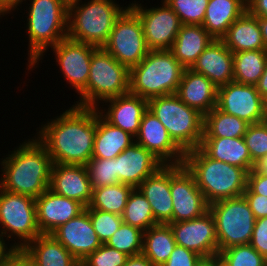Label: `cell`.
<instances>
[{
    "label": "cell",
    "mask_w": 267,
    "mask_h": 266,
    "mask_svg": "<svg viewBox=\"0 0 267 266\" xmlns=\"http://www.w3.org/2000/svg\"><path fill=\"white\" fill-rule=\"evenodd\" d=\"M259 27L262 34V40L267 50V17H258Z\"/></svg>",
    "instance_id": "9f6ffc18"
},
{
    "label": "cell",
    "mask_w": 267,
    "mask_h": 266,
    "mask_svg": "<svg viewBox=\"0 0 267 266\" xmlns=\"http://www.w3.org/2000/svg\"><path fill=\"white\" fill-rule=\"evenodd\" d=\"M163 165L145 147L134 142L116 157L117 183L137 188Z\"/></svg>",
    "instance_id": "44dd1931"
},
{
    "label": "cell",
    "mask_w": 267,
    "mask_h": 266,
    "mask_svg": "<svg viewBox=\"0 0 267 266\" xmlns=\"http://www.w3.org/2000/svg\"><path fill=\"white\" fill-rule=\"evenodd\" d=\"M209 211L215 220L219 252L250 243L256 219L243 195L211 203Z\"/></svg>",
    "instance_id": "30bf717a"
},
{
    "label": "cell",
    "mask_w": 267,
    "mask_h": 266,
    "mask_svg": "<svg viewBox=\"0 0 267 266\" xmlns=\"http://www.w3.org/2000/svg\"><path fill=\"white\" fill-rule=\"evenodd\" d=\"M37 130L53 163L86 165L92 158L97 130V108L72 105Z\"/></svg>",
    "instance_id": "6da1fadb"
},
{
    "label": "cell",
    "mask_w": 267,
    "mask_h": 266,
    "mask_svg": "<svg viewBox=\"0 0 267 266\" xmlns=\"http://www.w3.org/2000/svg\"><path fill=\"white\" fill-rule=\"evenodd\" d=\"M132 190V186L122 183L92 188L91 202L85 209H99L122 216Z\"/></svg>",
    "instance_id": "e575fe53"
},
{
    "label": "cell",
    "mask_w": 267,
    "mask_h": 266,
    "mask_svg": "<svg viewBox=\"0 0 267 266\" xmlns=\"http://www.w3.org/2000/svg\"><path fill=\"white\" fill-rule=\"evenodd\" d=\"M249 244L267 259V217L255 220Z\"/></svg>",
    "instance_id": "f6af8a7d"
},
{
    "label": "cell",
    "mask_w": 267,
    "mask_h": 266,
    "mask_svg": "<svg viewBox=\"0 0 267 266\" xmlns=\"http://www.w3.org/2000/svg\"><path fill=\"white\" fill-rule=\"evenodd\" d=\"M35 202L37 225L41 234H51L86 208L82 203L60 196L49 188Z\"/></svg>",
    "instance_id": "d6986e66"
},
{
    "label": "cell",
    "mask_w": 267,
    "mask_h": 266,
    "mask_svg": "<svg viewBox=\"0 0 267 266\" xmlns=\"http://www.w3.org/2000/svg\"><path fill=\"white\" fill-rule=\"evenodd\" d=\"M267 63V50H247L233 53V81L256 85Z\"/></svg>",
    "instance_id": "d6a6232c"
},
{
    "label": "cell",
    "mask_w": 267,
    "mask_h": 266,
    "mask_svg": "<svg viewBox=\"0 0 267 266\" xmlns=\"http://www.w3.org/2000/svg\"><path fill=\"white\" fill-rule=\"evenodd\" d=\"M0 234L8 242L14 239L11 245L17 249L41 235L34 198L0 188Z\"/></svg>",
    "instance_id": "9c48e42d"
},
{
    "label": "cell",
    "mask_w": 267,
    "mask_h": 266,
    "mask_svg": "<svg viewBox=\"0 0 267 266\" xmlns=\"http://www.w3.org/2000/svg\"><path fill=\"white\" fill-rule=\"evenodd\" d=\"M105 103V104H104ZM107 103V104H106ZM97 108L99 114L111 125L121 128L132 136L138 134L141 119L148 110V100L130 92L108 99ZM107 110V111H106Z\"/></svg>",
    "instance_id": "ffe728a7"
},
{
    "label": "cell",
    "mask_w": 267,
    "mask_h": 266,
    "mask_svg": "<svg viewBox=\"0 0 267 266\" xmlns=\"http://www.w3.org/2000/svg\"><path fill=\"white\" fill-rule=\"evenodd\" d=\"M176 95L186 105L205 115L217 106L218 87L203 74L185 68Z\"/></svg>",
    "instance_id": "d4e9b609"
},
{
    "label": "cell",
    "mask_w": 267,
    "mask_h": 266,
    "mask_svg": "<svg viewBox=\"0 0 267 266\" xmlns=\"http://www.w3.org/2000/svg\"><path fill=\"white\" fill-rule=\"evenodd\" d=\"M26 0H22V2ZM27 35V71L38 67L49 48L55 46L68 33V6L62 0H29ZM37 65V66H36Z\"/></svg>",
    "instance_id": "277c9868"
},
{
    "label": "cell",
    "mask_w": 267,
    "mask_h": 266,
    "mask_svg": "<svg viewBox=\"0 0 267 266\" xmlns=\"http://www.w3.org/2000/svg\"><path fill=\"white\" fill-rule=\"evenodd\" d=\"M135 142V137L107 122L97 110V130L92 158L113 159Z\"/></svg>",
    "instance_id": "4dcf8cb0"
},
{
    "label": "cell",
    "mask_w": 267,
    "mask_h": 266,
    "mask_svg": "<svg viewBox=\"0 0 267 266\" xmlns=\"http://www.w3.org/2000/svg\"><path fill=\"white\" fill-rule=\"evenodd\" d=\"M62 1L69 7L70 5L80 2L82 0H62Z\"/></svg>",
    "instance_id": "91938a15"
},
{
    "label": "cell",
    "mask_w": 267,
    "mask_h": 266,
    "mask_svg": "<svg viewBox=\"0 0 267 266\" xmlns=\"http://www.w3.org/2000/svg\"><path fill=\"white\" fill-rule=\"evenodd\" d=\"M99 240L105 244L122 225V216L99 209H86Z\"/></svg>",
    "instance_id": "60d3db41"
},
{
    "label": "cell",
    "mask_w": 267,
    "mask_h": 266,
    "mask_svg": "<svg viewBox=\"0 0 267 266\" xmlns=\"http://www.w3.org/2000/svg\"><path fill=\"white\" fill-rule=\"evenodd\" d=\"M150 203L158 223L173 222V200L170 192V165H163L138 187Z\"/></svg>",
    "instance_id": "cb8c5ba5"
},
{
    "label": "cell",
    "mask_w": 267,
    "mask_h": 266,
    "mask_svg": "<svg viewBox=\"0 0 267 266\" xmlns=\"http://www.w3.org/2000/svg\"><path fill=\"white\" fill-rule=\"evenodd\" d=\"M168 224L178 246L191 250L204 259H212L219 254L215 220L209 210L192 220Z\"/></svg>",
    "instance_id": "9a60e30c"
},
{
    "label": "cell",
    "mask_w": 267,
    "mask_h": 266,
    "mask_svg": "<svg viewBox=\"0 0 267 266\" xmlns=\"http://www.w3.org/2000/svg\"><path fill=\"white\" fill-rule=\"evenodd\" d=\"M49 189L87 207L91 202L92 187L86 165L53 163Z\"/></svg>",
    "instance_id": "7402d4cb"
},
{
    "label": "cell",
    "mask_w": 267,
    "mask_h": 266,
    "mask_svg": "<svg viewBox=\"0 0 267 266\" xmlns=\"http://www.w3.org/2000/svg\"><path fill=\"white\" fill-rule=\"evenodd\" d=\"M252 170L258 174L267 175V154L254 162Z\"/></svg>",
    "instance_id": "11a10c76"
},
{
    "label": "cell",
    "mask_w": 267,
    "mask_h": 266,
    "mask_svg": "<svg viewBox=\"0 0 267 266\" xmlns=\"http://www.w3.org/2000/svg\"><path fill=\"white\" fill-rule=\"evenodd\" d=\"M213 40L202 25H181L170 51L184 68H191Z\"/></svg>",
    "instance_id": "83f0119b"
},
{
    "label": "cell",
    "mask_w": 267,
    "mask_h": 266,
    "mask_svg": "<svg viewBox=\"0 0 267 266\" xmlns=\"http://www.w3.org/2000/svg\"><path fill=\"white\" fill-rule=\"evenodd\" d=\"M249 125L246 121L214 107L204 115L203 137H243Z\"/></svg>",
    "instance_id": "836d02e7"
},
{
    "label": "cell",
    "mask_w": 267,
    "mask_h": 266,
    "mask_svg": "<svg viewBox=\"0 0 267 266\" xmlns=\"http://www.w3.org/2000/svg\"><path fill=\"white\" fill-rule=\"evenodd\" d=\"M170 192L173 200V222L192 220L209 210L194 176L183 164L170 165Z\"/></svg>",
    "instance_id": "5bb4252c"
},
{
    "label": "cell",
    "mask_w": 267,
    "mask_h": 266,
    "mask_svg": "<svg viewBox=\"0 0 267 266\" xmlns=\"http://www.w3.org/2000/svg\"><path fill=\"white\" fill-rule=\"evenodd\" d=\"M124 266H154L143 254L130 256Z\"/></svg>",
    "instance_id": "816d5d0a"
},
{
    "label": "cell",
    "mask_w": 267,
    "mask_h": 266,
    "mask_svg": "<svg viewBox=\"0 0 267 266\" xmlns=\"http://www.w3.org/2000/svg\"><path fill=\"white\" fill-rule=\"evenodd\" d=\"M253 162L267 154V120L248 126L243 136Z\"/></svg>",
    "instance_id": "b9f144b4"
},
{
    "label": "cell",
    "mask_w": 267,
    "mask_h": 266,
    "mask_svg": "<svg viewBox=\"0 0 267 266\" xmlns=\"http://www.w3.org/2000/svg\"><path fill=\"white\" fill-rule=\"evenodd\" d=\"M204 258L197 253L176 245L162 266H198Z\"/></svg>",
    "instance_id": "ee69618b"
},
{
    "label": "cell",
    "mask_w": 267,
    "mask_h": 266,
    "mask_svg": "<svg viewBox=\"0 0 267 266\" xmlns=\"http://www.w3.org/2000/svg\"><path fill=\"white\" fill-rule=\"evenodd\" d=\"M86 167L92 188L117 184L116 158H91Z\"/></svg>",
    "instance_id": "ab89813d"
},
{
    "label": "cell",
    "mask_w": 267,
    "mask_h": 266,
    "mask_svg": "<svg viewBox=\"0 0 267 266\" xmlns=\"http://www.w3.org/2000/svg\"><path fill=\"white\" fill-rule=\"evenodd\" d=\"M182 25H202L209 0H165Z\"/></svg>",
    "instance_id": "f35d334b"
},
{
    "label": "cell",
    "mask_w": 267,
    "mask_h": 266,
    "mask_svg": "<svg viewBox=\"0 0 267 266\" xmlns=\"http://www.w3.org/2000/svg\"><path fill=\"white\" fill-rule=\"evenodd\" d=\"M148 110L160 120L184 152L200 147L204 115L186 105L176 94L150 98Z\"/></svg>",
    "instance_id": "ba28073f"
},
{
    "label": "cell",
    "mask_w": 267,
    "mask_h": 266,
    "mask_svg": "<svg viewBox=\"0 0 267 266\" xmlns=\"http://www.w3.org/2000/svg\"><path fill=\"white\" fill-rule=\"evenodd\" d=\"M8 244V245H7ZM14 250V247L7 243L6 239L0 234V263Z\"/></svg>",
    "instance_id": "db71d44e"
},
{
    "label": "cell",
    "mask_w": 267,
    "mask_h": 266,
    "mask_svg": "<svg viewBox=\"0 0 267 266\" xmlns=\"http://www.w3.org/2000/svg\"><path fill=\"white\" fill-rule=\"evenodd\" d=\"M169 224H156L143 233L142 254L154 265L162 266L176 247Z\"/></svg>",
    "instance_id": "1f68e13d"
},
{
    "label": "cell",
    "mask_w": 267,
    "mask_h": 266,
    "mask_svg": "<svg viewBox=\"0 0 267 266\" xmlns=\"http://www.w3.org/2000/svg\"><path fill=\"white\" fill-rule=\"evenodd\" d=\"M0 266H34L31 257L24 249L14 250L0 263Z\"/></svg>",
    "instance_id": "c3c4849f"
},
{
    "label": "cell",
    "mask_w": 267,
    "mask_h": 266,
    "mask_svg": "<svg viewBox=\"0 0 267 266\" xmlns=\"http://www.w3.org/2000/svg\"><path fill=\"white\" fill-rule=\"evenodd\" d=\"M128 255L102 244L96 251L91 253L81 264L83 266H124Z\"/></svg>",
    "instance_id": "7bdbcfd3"
},
{
    "label": "cell",
    "mask_w": 267,
    "mask_h": 266,
    "mask_svg": "<svg viewBox=\"0 0 267 266\" xmlns=\"http://www.w3.org/2000/svg\"><path fill=\"white\" fill-rule=\"evenodd\" d=\"M255 219L267 217V197L254 194L248 187L243 193Z\"/></svg>",
    "instance_id": "bcb514c9"
},
{
    "label": "cell",
    "mask_w": 267,
    "mask_h": 266,
    "mask_svg": "<svg viewBox=\"0 0 267 266\" xmlns=\"http://www.w3.org/2000/svg\"><path fill=\"white\" fill-rule=\"evenodd\" d=\"M198 266H215V257L212 259H204Z\"/></svg>",
    "instance_id": "6f0895ef"
},
{
    "label": "cell",
    "mask_w": 267,
    "mask_h": 266,
    "mask_svg": "<svg viewBox=\"0 0 267 266\" xmlns=\"http://www.w3.org/2000/svg\"><path fill=\"white\" fill-rule=\"evenodd\" d=\"M247 11L255 17H267V0H248Z\"/></svg>",
    "instance_id": "681fc988"
},
{
    "label": "cell",
    "mask_w": 267,
    "mask_h": 266,
    "mask_svg": "<svg viewBox=\"0 0 267 266\" xmlns=\"http://www.w3.org/2000/svg\"><path fill=\"white\" fill-rule=\"evenodd\" d=\"M199 148L212 159L244 168L248 173L253 169L254 162L243 137H202Z\"/></svg>",
    "instance_id": "484cf974"
},
{
    "label": "cell",
    "mask_w": 267,
    "mask_h": 266,
    "mask_svg": "<svg viewBox=\"0 0 267 266\" xmlns=\"http://www.w3.org/2000/svg\"><path fill=\"white\" fill-rule=\"evenodd\" d=\"M51 235L80 263L102 245L86 209L59 226Z\"/></svg>",
    "instance_id": "ac0fdd59"
},
{
    "label": "cell",
    "mask_w": 267,
    "mask_h": 266,
    "mask_svg": "<svg viewBox=\"0 0 267 266\" xmlns=\"http://www.w3.org/2000/svg\"><path fill=\"white\" fill-rule=\"evenodd\" d=\"M9 153L0 161V188L36 199L50 186L53 161L45 145L34 135Z\"/></svg>",
    "instance_id": "7a4b0ae2"
},
{
    "label": "cell",
    "mask_w": 267,
    "mask_h": 266,
    "mask_svg": "<svg viewBox=\"0 0 267 266\" xmlns=\"http://www.w3.org/2000/svg\"><path fill=\"white\" fill-rule=\"evenodd\" d=\"M190 69L203 74L219 88L233 81V53L221 39H214Z\"/></svg>",
    "instance_id": "603a6c76"
},
{
    "label": "cell",
    "mask_w": 267,
    "mask_h": 266,
    "mask_svg": "<svg viewBox=\"0 0 267 266\" xmlns=\"http://www.w3.org/2000/svg\"><path fill=\"white\" fill-rule=\"evenodd\" d=\"M161 2L160 6L158 4L151 8L147 5L145 8L142 3L136 1L129 4V8L141 21L149 50H170L182 25L177 14L165 0Z\"/></svg>",
    "instance_id": "7c38bea8"
},
{
    "label": "cell",
    "mask_w": 267,
    "mask_h": 266,
    "mask_svg": "<svg viewBox=\"0 0 267 266\" xmlns=\"http://www.w3.org/2000/svg\"><path fill=\"white\" fill-rule=\"evenodd\" d=\"M24 251L34 266H77L80 262L51 234H41L30 241Z\"/></svg>",
    "instance_id": "f546056e"
},
{
    "label": "cell",
    "mask_w": 267,
    "mask_h": 266,
    "mask_svg": "<svg viewBox=\"0 0 267 266\" xmlns=\"http://www.w3.org/2000/svg\"><path fill=\"white\" fill-rule=\"evenodd\" d=\"M143 233L144 231L137 227L122 223L105 244L129 257L140 255L143 251Z\"/></svg>",
    "instance_id": "8d00e7d4"
},
{
    "label": "cell",
    "mask_w": 267,
    "mask_h": 266,
    "mask_svg": "<svg viewBox=\"0 0 267 266\" xmlns=\"http://www.w3.org/2000/svg\"><path fill=\"white\" fill-rule=\"evenodd\" d=\"M128 7L120 6L115 0H85V3L80 1L72 4L68 7L67 37L103 47L116 20Z\"/></svg>",
    "instance_id": "8992f818"
},
{
    "label": "cell",
    "mask_w": 267,
    "mask_h": 266,
    "mask_svg": "<svg viewBox=\"0 0 267 266\" xmlns=\"http://www.w3.org/2000/svg\"><path fill=\"white\" fill-rule=\"evenodd\" d=\"M98 47L78 42L66 37L62 39L51 50L55 53V60L61 69L66 83L79 95L88 82L89 69L92 53Z\"/></svg>",
    "instance_id": "2e32d148"
},
{
    "label": "cell",
    "mask_w": 267,
    "mask_h": 266,
    "mask_svg": "<svg viewBox=\"0 0 267 266\" xmlns=\"http://www.w3.org/2000/svg\"><path fill=\"white\" fill-rule=\"evenodd\" d=\"M183 165L194 176L209 205L242 196L247 188L248 172L244 168L212 159L199 147L185 152Z\"/></svg>",
    "instance_id": "3957f363"
},
{
    "label": "cell",
    "mask_w": 267,
    "mask_h": 266,
    "mask_svg": "<svg viewBox=\"0 0 267 266\" xmlns=\"http://www.w3.org/2000/svg\"><path fill=\"white\" fill-rule=\"evenodd\" d=\"M215 266H230L218 254L215 256Z\"/></svg>",
    "instance_id": "680465c9"
},
{
    "label": "cell",
    "mask_w": 267,
    "mask_h": 266,
    "mask_svg": "<svg viewBox=\"0 0 267 266\" xmlns=\"http://www.w3.org/2000/svg\"><path fill=\"white\" fill-rule=\"evenodd\" d=\"M22 4V0H0V18L10 14ZM2 15V16H1Z\"/></svg>",
    "instance_id": "f907efd6"
},
{
    "label": "cell",
    "mask_w": 267,
    "mask_h": 266,
    "mask_svg": "<svg viewBox=\"0 0 267 266\" xmlns=\"http://www.w3.org/2000/svg\"><path fill=\"white\" fill-rule=\"evenodd\" d=\"M103 48L129 69L148 54L141 21L129 7L116 20Z\"/></svg>",
    "instance_id": "8fae6325"
},
{
    "label": "cell",
    "mask_w": 267,
    "mask_h": 266,
    "mask_svg": "<svg viewBox=\"0 0 267 266\" xmlns=\"http://www.w3.org/2000/svg\"><path fill=\"white\" fill-rule=\"evenodd\" d=\"M246 11V0H209L202 26L214 39H221Z\"/></svg>",
    "instance_id": "f1b7e54d"
},
{
    "label": "cell",
    "mask_w": 267,
    "mask_h": 266,
    "mask_svg": "<svg viewBox=\"0 0 267 266\" xmlns=\"http://www.w3.org/2000/svg\"><path fill=\"white\" fill-rule=\"evenodd\" d=\"M256 88L260 96L264 100H266L267 99V63H266L262 76L260 77L258 83L256 84Z\"/></svg>",
    "instance_id": "f5cc1de1"
},
{
    "label": "cell",
    "mask_w": 267,
    "mask_h": 266,
    "mask_svg": "<svg viewBox=\"0 0 267 266\" xmlns=\"http://www.w3.org/2000/svg\"><path fill=\"white\" fill-rule=\"evenodd\" d=\"M135 143L145 147L164 165L184 163L185 152L173 141L165 126L150 110L141 119Z\"/></svg>",
    "instance_id": "e0dca14e"
},
{
    "label": "cell",
    "mask_w": 267,
    "mask_h": 266,
    "mask_svg": "<svg viewBox=\"0 0 267 266\" xmlns=\"http://www.w3.org/2000/svg\"><path fill=\"white\" fill-rule=\"evenodd\" d=\"M247 187L254 193L267 197V175L251 170L247 175Z\"/></svg>",
    "instance_id": "7dc6e473"
},
{
    "label": "cell",
    "mask_w": 267,
    "mask_h": 266,
    "mask_svg": "<svg viewBox=\"0 0 267 266\" xmlns=\"http://www.w3.org/2000/svg\"><path fill=\"white\" fill-rule=\"evenodd\" d=\"M130 69L119 63L103 47L91 56L86 88L73 105L98 108L104 101L129 93Z\"/></svg>",
    "instance_id": "52a82bcc"
},
{
    "label": "cell",
    "mask_w": 267,
    "mask_h": 266,
    "mask_svg": "<svg viewBox=\"0 0 267 266\" xmlns=\"http://www.w3.org/2000/svg\"><path fill=\"white\" fill-rule=\"evenodd\" d=\"M216 107L250 125L267 120L266 101L260 96L256 85L232 81L220 86Z\"/></svg>",
    "instance_id": "4fadbf2b"
},
{
    "label": "cell",
    "mask_w": 267,
    "mask_h": 266,
    "mask_svg": "<svg viewBox=\"0 0 267 266\" xmlns=\"http://www.w3.org/2000/svg\"><path fill=\"white\" fill-rule=\"evenodd\" d=\"M123 223L146 231L150 227L159 224L154 216L148 200L138 188L131 191L122 214Z\"/></svg>",
    "instance_id": "d590c367"
},
{
    "label": "cell",
    "mask_w": 267,
    "mask_h": 266,
    "mask_svg": "<svg viewBox=\"0 0 267 266\" xmlns=\"http://www.w3.org/2000/svg\"><path fill=\"white\" fill-rule=\"evenodd\" d=\"M221 40L232 53L247 50H266L258 17L251 15L248 11L230 25Z\"/></svg>",
    "instance_id": "4316f807"
},
{
    "label": "cell",
    "mask_w": 267,
    "mask_h": 266,
    "mask_svg": "<svg viewBox=\"0 0 267 266\" xmlns=\"http://www.w3.org/2000/svg\"><path fill=\"white\" fill-rule=\"evenodd\" d=\"M218 255L230 266H267V259L250 244L229 247Z\"/></svg>",
    "instance_id": "74e56055"
},
{
    "label": "cell",
    "mask_w": 267,
    "mask_h": 266,
    "mask_svg": "<svg viewBox=\"0 0 267 266\" xmlns=\"http://www.w3.org/2000/svg\"><path fill=\"white\" fill-rule=\"evenodd\" d=\"M184 70L170 50H149L146 57L130 69L129 92L147 100L176 94Z\"/></svg>",
    "instance_id": "5b68a950"
}]
</instances>
